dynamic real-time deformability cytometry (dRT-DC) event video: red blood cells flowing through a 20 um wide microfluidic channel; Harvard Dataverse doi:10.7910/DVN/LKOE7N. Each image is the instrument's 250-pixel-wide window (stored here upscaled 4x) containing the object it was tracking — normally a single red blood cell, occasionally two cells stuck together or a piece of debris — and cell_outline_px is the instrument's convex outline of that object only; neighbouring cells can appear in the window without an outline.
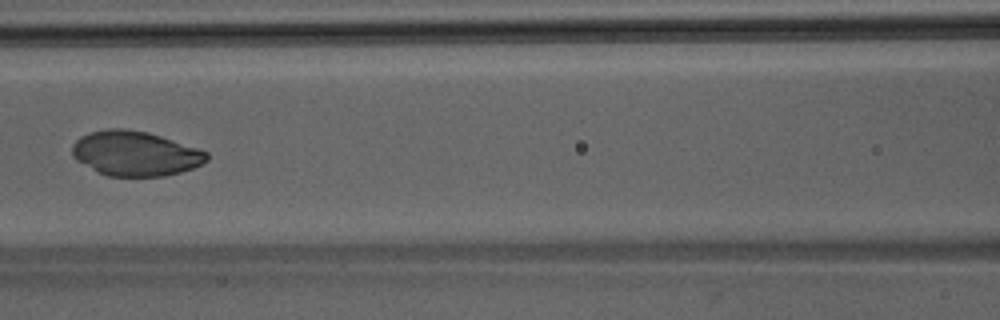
{"species": "Egyptian fruit bat (a non-hibernating species)", "species_latin": "Rousettus aegyptiacus", "temperature_condition": "room temperature", "stored_images_in_passage": 47, "camera_frame_rate_fps": 3000, "um_per_image_px": 0.085, "animal": {"sex": "male"}, "frame": {"image": 1, "passage_image": 22, "time_ms": 7.0, "image_size_px": [1000, 320], "cell_outline_px": [[208, 160], [192, 168], [180, 172], [164, 176], [108, 176], [96, 172], [76, 160], [72, 156], [72, 144], [80, 136], [88, 132], [108, 128], [124, 128], [148, 132], [208, 152]], "centroid_in_image_um": [11.44, 13.04], "position_along_channel_um": 155.2, "area_um2": 35.14}}
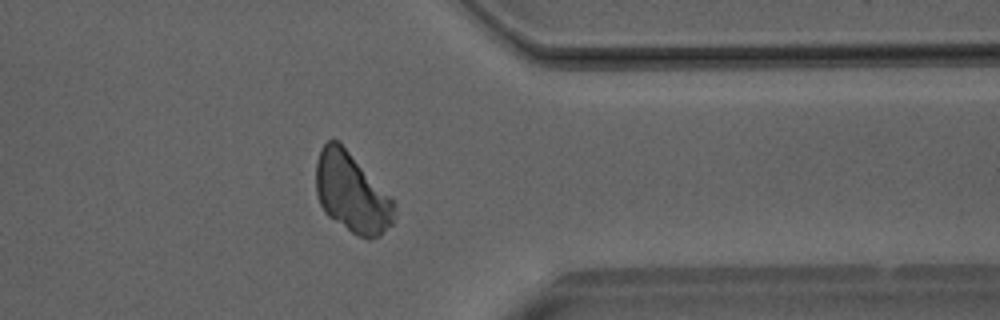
{"frame": {"image": 2, "passage_image": 38, "time_ms": 12.333, "image_size_px": [1000, 320], "cell_outline_px": [[396, 204], [392, 224], [380, 236], [368, 240], [356, 236], [328, 216], [324, 212], [320, 204], [316, 192], [316, 164], [320, 148], [328, 140], [336, 140], [348, 152]], "centroid_in_image_um": [29.87, 16.45], "position_along_channel_um": 381.5, "area_um2": 35.72}}
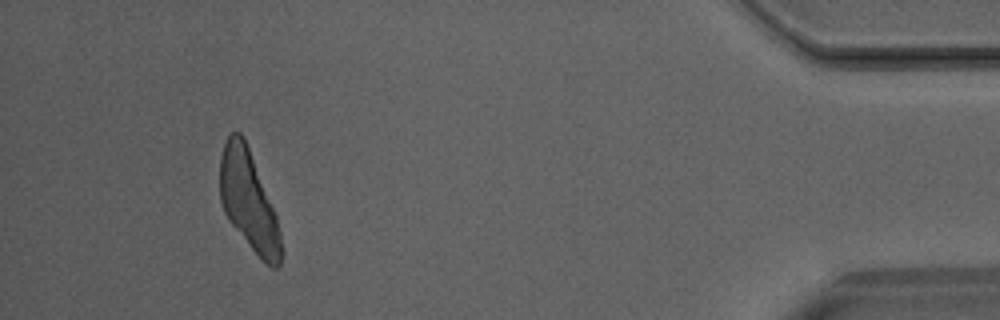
{"frame": {"image": 3, "passage_image": 44, "time_ms": 14.333, "image_size_px": [1000, 320], "cell_outline_px": [[284, 252], [280, 264], [276, 268], [272, 268], [252, 248], [228, 220], [224, 212], [220, 200], [220, 156], [224, 140], [232, 132], [240, 132], [244, 136], [276, 216], [280, 232]], "centroid_in_image_um": [21.13, 17.04], "position_along_channel_um": 414.1, "area_um2": 35.14}}